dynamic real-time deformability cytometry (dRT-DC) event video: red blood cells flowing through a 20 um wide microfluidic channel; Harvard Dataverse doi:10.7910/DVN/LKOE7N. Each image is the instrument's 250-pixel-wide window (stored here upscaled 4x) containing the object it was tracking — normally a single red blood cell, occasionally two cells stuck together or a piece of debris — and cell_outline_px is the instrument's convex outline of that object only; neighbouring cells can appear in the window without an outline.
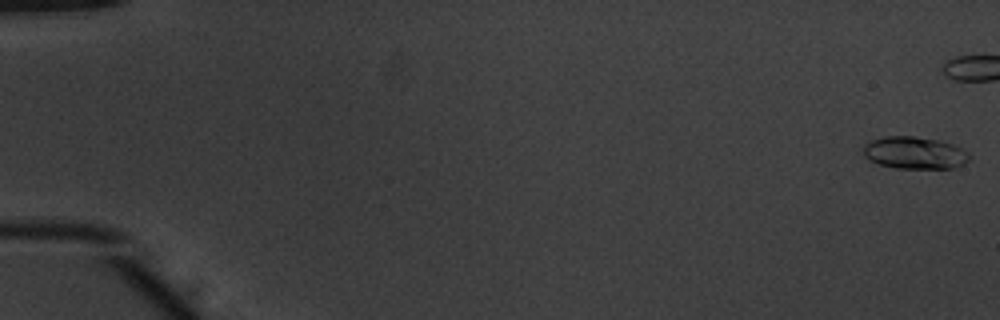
{"species": "common noctule bat (a hibernating species)", "species_latin": "Nyctalus noctula", "temperature_condition": "warm", "stored_images_in_passage": 43, "camera_frame_rate_fps": 3000, "um_per_image_px": 0.085, "animal": {"sex": "male", "body_mass_g": 20.1, "forearm_length_mm": 53.5}, "frame": {"image": 1, "passage_image": 1, "time_ms": 0.0, "image_size_px": [1000, 320], "cell_outline_px": [[972, 156], [964, 164], [952, 168], [896, 168], [880, 164], [868, 160], [864, 156], [864, 144], [872, 140], [884, 136], [912, 136], [936, 140], [952, 144], [968, 152]], "centroid_in_image_um": [77.74, 12.99], "position_along_channel_um": 7.3, "area_um2": 19.83}}